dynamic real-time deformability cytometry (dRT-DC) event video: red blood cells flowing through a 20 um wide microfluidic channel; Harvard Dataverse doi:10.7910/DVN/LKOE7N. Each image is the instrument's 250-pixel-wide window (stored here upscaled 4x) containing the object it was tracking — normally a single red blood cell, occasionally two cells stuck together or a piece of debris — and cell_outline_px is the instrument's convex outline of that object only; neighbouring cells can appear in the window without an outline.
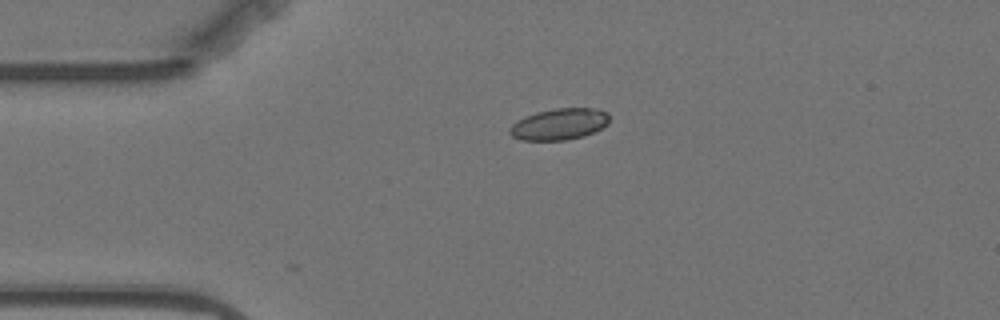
{"species": "Egyptian fruit bat (a non-hibernating species)", "species_latin": "Rousettus aegyptiacus", "temperature_condition": "warm", "stored_images_in_passage": 2, "camera_frame_rate_fps": 3000, "um_per_image_px": 0.085, "animal": {"sex": "female"}, "frame": {"image": 1, "passage_image": 1, "time_ms": 0.0, "image_size_px": [1000, 320], "cell_outline_px": [[608, 124], [584, 136], [568, 140], [520, 140], [512, 136], [508, 132], [508, 128], [516, 120], [524, 116], [536, 112], [556, 108], [596, 108], [608, 112]], "centroid_in_image_um": [47.5, 10.55], "position_along_channel_um": 37.5, "area_um2": 18.38}}
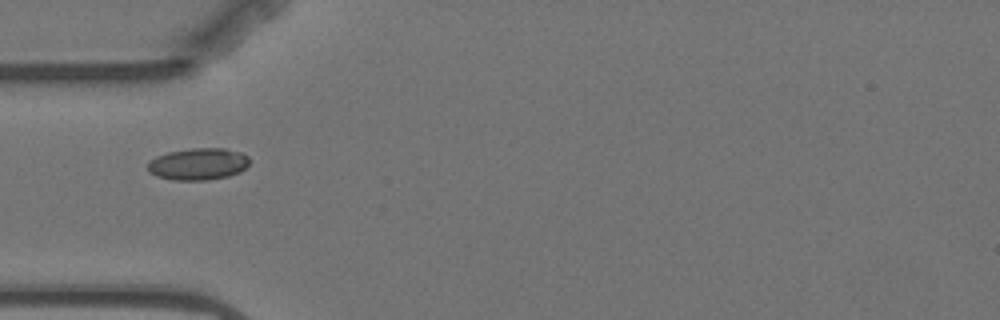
{"frame": {"image": 2, "passage_image": 2, "time_ms": 1.667, "image_size_px": [1000, 320], "cell_outline_px": [[248, 164], [240, 172], [228, 176], [208, 180], [172, 180], [156, 176], [148, 172], [148, 164], [156, 156], [168, 152], [192, 148], [224, 148], [240, 152], [248, 156]], "centroid_in_image_um": [16.83, 13.94], "position_along_channel_um": 68.2, "area_um2": 18.9}}